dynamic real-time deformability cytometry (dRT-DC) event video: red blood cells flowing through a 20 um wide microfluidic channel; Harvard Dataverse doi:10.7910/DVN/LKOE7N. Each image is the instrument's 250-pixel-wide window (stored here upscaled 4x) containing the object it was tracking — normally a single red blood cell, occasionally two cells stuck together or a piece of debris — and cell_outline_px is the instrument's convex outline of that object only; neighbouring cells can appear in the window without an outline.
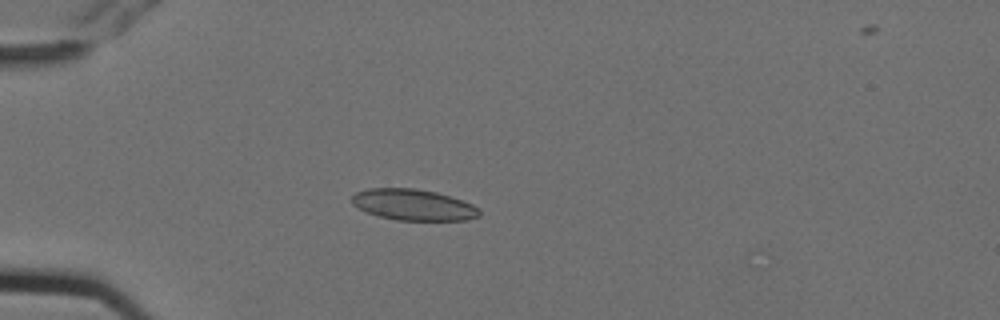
{"species": "Egyptian fruit bat (a non-hibernating species)", "species_latin": "Rousettus aegyptiacus", "temperature_condition": "cold", "stored_images_in_passage": 10, "camera_frame_rate_fps": 3000, "um_per_image_px": 0.085, "animal": {"sex": "female"}, "frame": {"image": 1, "passage_image": 2, "time_ms": 0.333, "image_size_px": [1000, 320], "cell_outline_px": [[480, 216], [468, 220], [396, 220], [380, 216], [368, 212], [352, 204], [352, 196], [356, 192], [368, 188], [416, 188], [436, 192], [472, 204], [480, 212]], "centroid_in_image_um": [35.12, 17.4], "position_along_channel_um": 49.9, "area_um2": 22.89}}
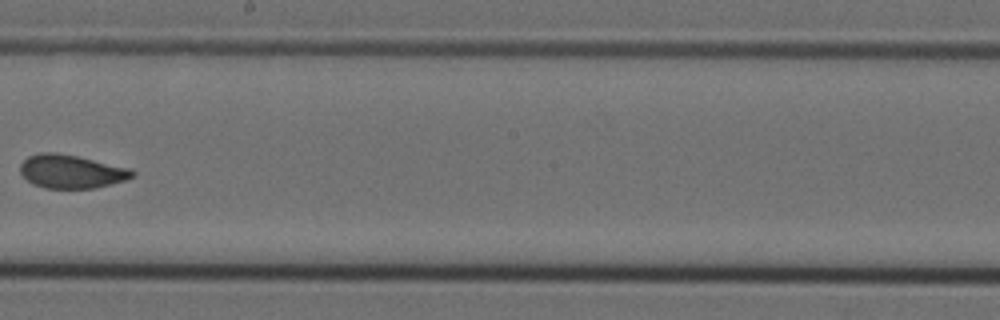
{"frame": {"image": 2, "passage_image": 7, "time_ms": 2.0, "image_size_px": [1000, 320], "cell_outline_px": [[136, 172], [132, 176], [124, 180], [96, 188], [44, 188], [32, 184], [20, 172], [20, 164], [28, 156], [40, 152], [56, 152], [76, 156], [132, 168]], "centroid_in_image_um": [6.05, 14.57], "position_along_channel_um": 242.2, "area_um2": 21.85}}
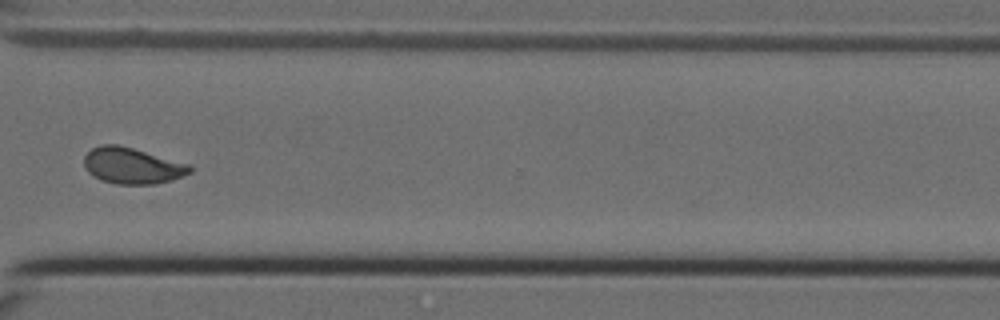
{"frame": {"image": 3, "passage_image": 10, "time_ms": 3.0, "image_size_px": [1000, 320], "cell_outline_px": [[192, 172], [184, 176], [172, 180], [156, 184], [116, 184], [100, 180], [92, 176], [84, 168], [84, 156], [92, 148], [100, 144], [116, 144], [132, 148], [192, 164]], "centroid_in_image_um": [11.25, 14.09], "position_along_channel_um": 359.4, "area_um2": 22.6}}